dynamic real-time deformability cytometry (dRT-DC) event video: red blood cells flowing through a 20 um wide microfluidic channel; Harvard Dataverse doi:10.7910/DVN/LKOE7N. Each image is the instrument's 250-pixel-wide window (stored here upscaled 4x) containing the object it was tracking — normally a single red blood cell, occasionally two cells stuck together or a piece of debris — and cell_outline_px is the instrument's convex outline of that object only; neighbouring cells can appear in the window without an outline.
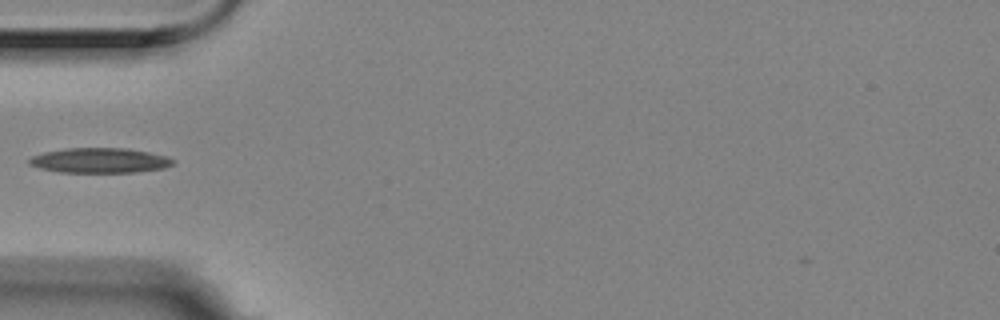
{"species": "Egyptian fruit bat (a non-hibernating species)", "species_latin": "Rousettus aegyptiacus", "temperature_condition": "room temperature", "stored_images_in_passage": 2, "camera_frame_rate_fps": 3000, "um_per_image_px": 0.085, "animal": {"sex": "female"}, "frame": {"image": 1, "passage_image": 2, "time_ms": 0.333, "image_size_px": [1000, 320], "cell_outline_px": [[176, 160], [172, 164], [164, 168], [136, 172], [60, 172], [40, 168], [28, 164], [28, 160], [32, 156], [44, 152], [64, 148], [128, 148], [148, 152], [164, 156]], "centroid_in_image_um": [8.45, 13.63], "position_along_channel_um": 76.5, "area_um2": 20.87}}